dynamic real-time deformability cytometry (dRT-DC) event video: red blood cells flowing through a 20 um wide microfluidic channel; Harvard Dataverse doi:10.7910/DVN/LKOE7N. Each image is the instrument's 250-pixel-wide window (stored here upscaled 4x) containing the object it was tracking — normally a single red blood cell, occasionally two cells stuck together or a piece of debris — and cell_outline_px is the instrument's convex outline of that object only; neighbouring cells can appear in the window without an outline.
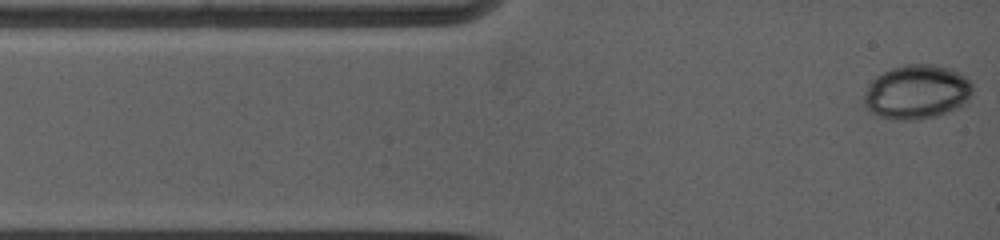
{"species": "common noctule bat (a hibernating species)", "species_latin": "Nyctalus noctula", "temperature_condition": "warm", "stored_images_in_passage": 4, "camera_frame_rate_fps": 5000, "um_per_image_px": 0.085, "animal": {"sex": "female", "body_mass_g": 19.0, "forearm_length_mm": 53.3}, "frame": {"image": 1, "passage_image": 1, "time_ms": 0.0, "image_size_px": [1000, 240], "cell_outline_px": [[972, 92], [968, 100], [960, 108], [936, 116], [920, 120], [896, 120], [880, 116], [868, 112], [864, 104], [864, 92], [872, 80], [876, 76], [892, 68], [904, 64], [936, 64], [952, 68], [960, 72], [972, 84]], "centroid_in_image_um": [77.94, 7.82], "position_along_channel_um": 7.1, "area_um2": 34.8}}